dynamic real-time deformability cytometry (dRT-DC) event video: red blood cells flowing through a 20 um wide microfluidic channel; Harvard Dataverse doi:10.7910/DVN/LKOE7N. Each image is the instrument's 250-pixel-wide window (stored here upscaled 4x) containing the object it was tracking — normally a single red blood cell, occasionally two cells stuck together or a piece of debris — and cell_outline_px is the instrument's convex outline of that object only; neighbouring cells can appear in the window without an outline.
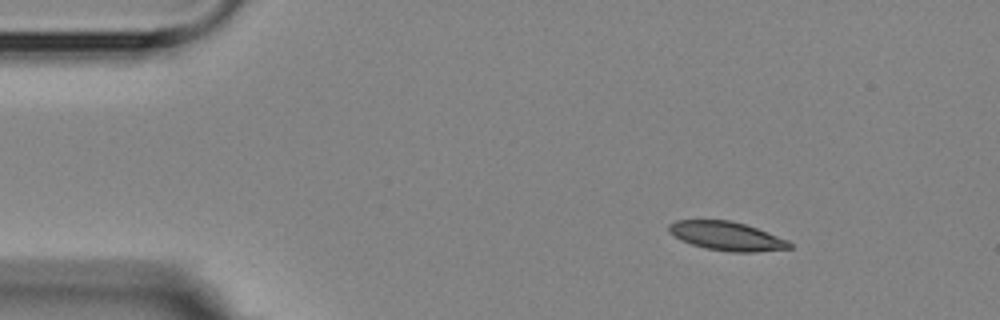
{"species": "Egyptian fruit bat (a non-hibernating species)", "species_latin": "Rousettus aegyptiacus", "temperature_condition": "room temperature", "stored_images_in_passage": 4, "camera_frame_rate_fps": 3000, "um_per_image_px": 0.085, "animal": {"sex": "female"}, "frame": {"image": 1, "passage_image": 2, "time_ms": 1.0, "image_size_px": [1000, 320], "cell_outline_px": [[792, 248], [756, 252], [732, 252], [708, 248], [692, 244], [680, 240], [668, 232], [668, 224], [676, 220], [732, 220], [756, 228], [788, 240], [792, 244]], "centroid_in_image_um": [61.75, 20.06], "position_along_channel_um": 23.2, "area_um2": 20.17}}